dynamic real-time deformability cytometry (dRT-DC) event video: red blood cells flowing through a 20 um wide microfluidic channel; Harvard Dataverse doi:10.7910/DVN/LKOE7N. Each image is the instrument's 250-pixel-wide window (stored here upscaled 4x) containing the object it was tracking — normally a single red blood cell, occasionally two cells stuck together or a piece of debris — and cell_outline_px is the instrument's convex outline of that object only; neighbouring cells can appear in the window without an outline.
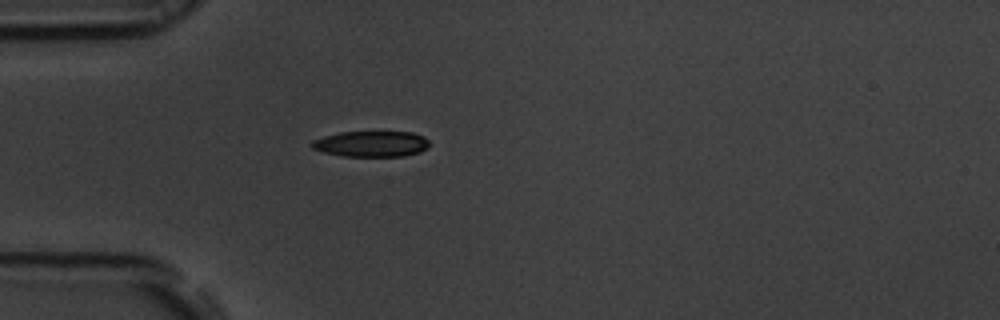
{"species": "common noctule bat (a hibernating species)", "species_latin": "Nyctalus noctula", "temperature_condition": "room temperature", "stored_images_in_passage": 40, "camera_frame_rate_fps": 3000, "um_per_image_px": 0.085, "animal": {"sex": "male", "body_mass_g": 19.5, "forearm_length_mm": 54.6}, "frame": {"image": 1, "passage_image": 1, "time_ms": 0.0, "image_size_px": [1000, 320], "cell_outline_px": [[428, 148], [420, 152], [404, 156], [344, 156], [324, 152], [312, 148], [308, 144], [312, 140], [324, 136], [340, 132], [412, 132], [424, 136], [428, 140]], "centroid_in_image_um": [31.55, 12.23], "position_along_channel_um": 53.4, "area_um2": 17.74}}
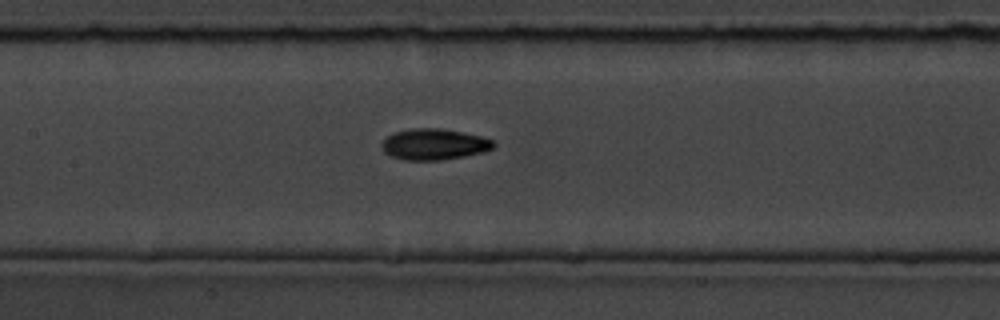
{"frame": {"image": 2, "passage_image": 11, "time_ms": 3.333, "image_size_px": [1000, 320], "cell_outline_px": [[496, 148], [484, 152], [464, 156], [440, 160], [404, 160], [392, 156], [384, 152], [380, 148], [380, 144], [388, 136], [396, 132], [412, 128], [440, 128], [480, 136], [492, 140], [496, 144]], "centroid_in_image_um": [36.9, 12.27], "position_along_channel_um": 170.5, "area_um2": 20.23}}
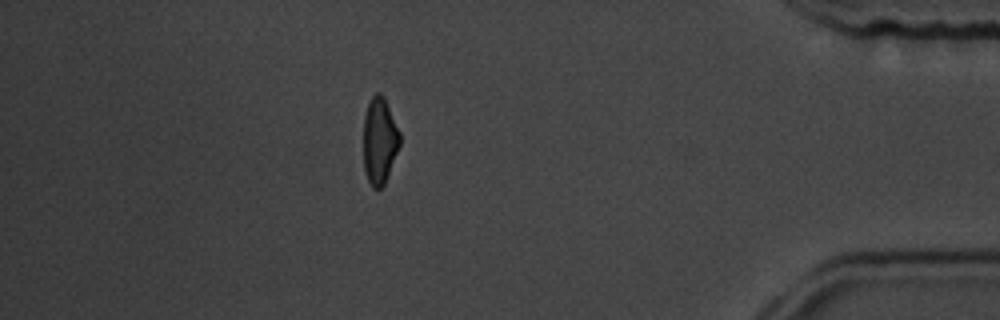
{"frame": {"image": 3, "passage_image": 33, "time_ms": 10.667, "image_size_px": [1000, 320], "cell_outline_px": [[400, 144], [388, 176], [384, 184], [380, 188], [372, 188], [368, 180], [364, 168], [364, 116], [368, 104], [372, 96], [376, 92], [380, 92], [384, 96], [400, 132]], "centroid_in_image_um": [32.27, 11.95], "position_along_channel_um": 402.9, "area_um2": 18.32}, "authors_computed_cell_mechanics": {"area_um2": 18.9006, "velocity_mm_per_s": 3.7609, "shape_relaxation_time_tau1_ms": 2.3862, "shape_relaxation_time_tau2_ms": 2.8407, "deformation_change_tau1": 0.1357, "deformation_change_tau2": 0.0825}}